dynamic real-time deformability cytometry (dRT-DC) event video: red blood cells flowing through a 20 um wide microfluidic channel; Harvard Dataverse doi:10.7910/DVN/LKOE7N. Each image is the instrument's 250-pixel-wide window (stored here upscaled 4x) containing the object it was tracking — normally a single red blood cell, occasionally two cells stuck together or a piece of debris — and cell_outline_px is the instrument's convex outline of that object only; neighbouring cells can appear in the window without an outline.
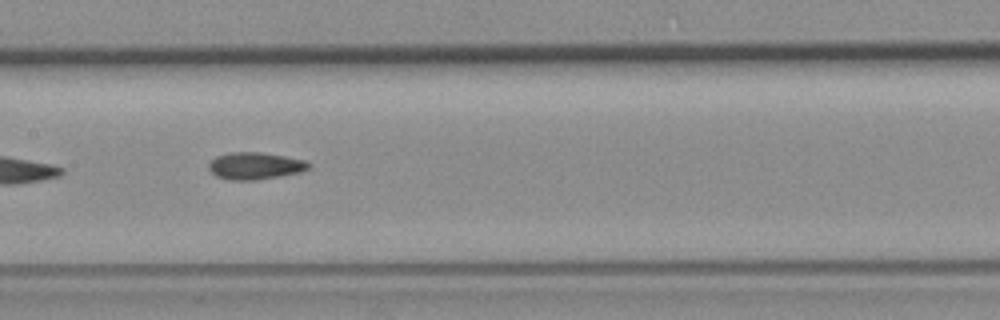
{"species": "common noctule bat (a hibernating species)", "species_latin": "Nyctalus noctula", "temperature_condition": "room temperature", "stored_images_in_passage": 8, "camera_frame_rate_fps": 3000, "um_per_image_px": 0.085, "animal": {"sex": "female", "body_mass_g": 19.3, "forearm_length_mm": 54.1}, "frame": {"image": 1, "passage_image": 7, "time_ms": 7.333, "image_size_px": [1000, 320], "cell_outline_px": [[312, 168], [300, 172], [280, 176], [256, 180], [228, 180], [216, 176], [208, 168], [208, 164], [216, 156], [228, 152], [260, 152], [284, 156], [304, 160], [312, 164]], "centroid_in_image_um": [21.69, 14.1], "position_along_channel_um": 185.7, "area_um2": 15.9}}
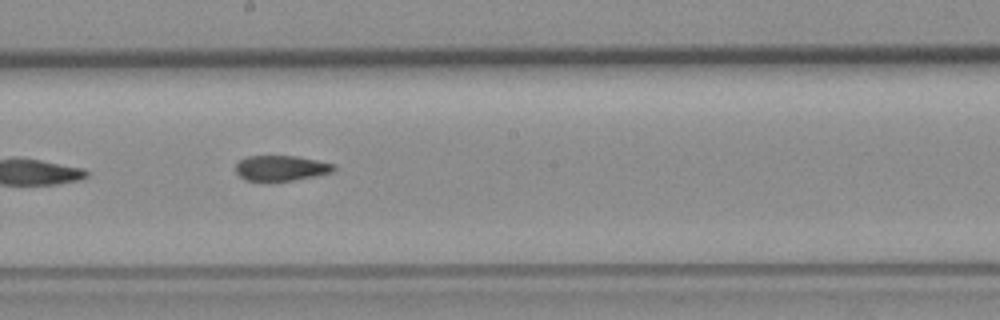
{"frame": {"image": 2, "passage_image": 8, "time_ms": 8.333, "image_size_px": [1000, 320], "cell_outline_px": [[336, 172], [316, 176], [292, 180], [244, 180], [236, 172], [236, 164], [240, 160], [248, 156], [296, 156], [336, 164]], "centroid_in_image_um": [23.95, 14.28], "position_along_channel_um": 224.3, "area_um2": 14.45}}